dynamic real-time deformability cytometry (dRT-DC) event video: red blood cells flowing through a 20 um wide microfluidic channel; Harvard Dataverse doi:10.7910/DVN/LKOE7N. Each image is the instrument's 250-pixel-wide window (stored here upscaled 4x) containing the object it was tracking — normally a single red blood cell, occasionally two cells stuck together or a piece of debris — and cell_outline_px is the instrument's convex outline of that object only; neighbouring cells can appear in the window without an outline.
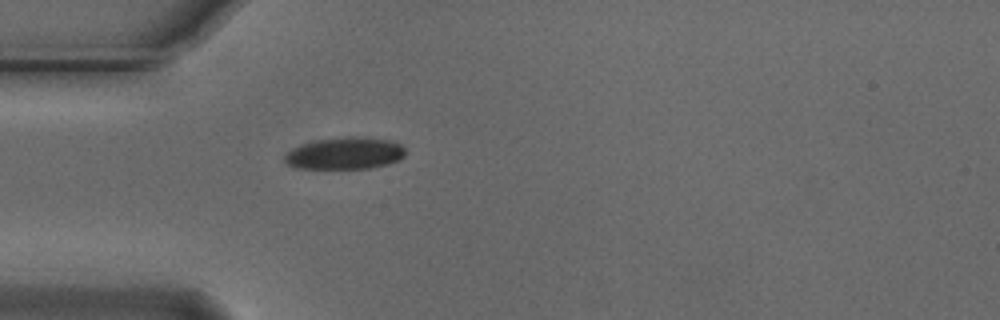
{"species": "Egyptian fruit bat (a non-hibernating species)", "species_latin": "Rousettus aegyptiacus", "temperature_condition": "cold", "stored_images_in_passage": 37, "camera_frame_rate_fps": 3000, "um_per_image_px": 0.085, "animal": {"sex": "male"}, "frame": {"image": 1, "passage_image": 1, "time_ms": 0.0, "image_size_px": [1000, 320], "cell_outline_px": [[404, 156], [400, 160], [388, 164], [372, 168], [300, 168], [288, 164], [284, 160], [284, 156], [292, 148], [300, 144], [316, 140], [344, 136], [364, 136], [392, 140], [400, 144], [404, 148]], "centroid_in_image_um": [29.35, 13.01], "position_along_channel_um": 55.6, "area_um2": 22.72}}
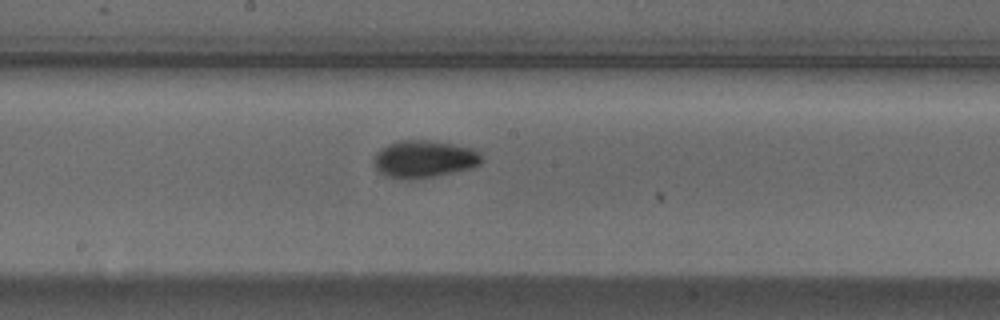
{"frame": {"image": 2, "passage_image": 14, "time_ms": 4.333, "image_size_px": [1000, 320], "cell_outline_px": [[484, 160], [480, 164], [472, 168], [456, 172], [436, 176], [384, 176], [376, 168], [372, 160], [376, 152], [380, 148], [388, 144], [400, 140], [428, 140], [452, 144], [472, 148], [480, 152], [484, 156]], "centroid_in_image_um": [36.1, 13.48], "position_along_channel_um": 212.1, "area_um2": 23.12}}
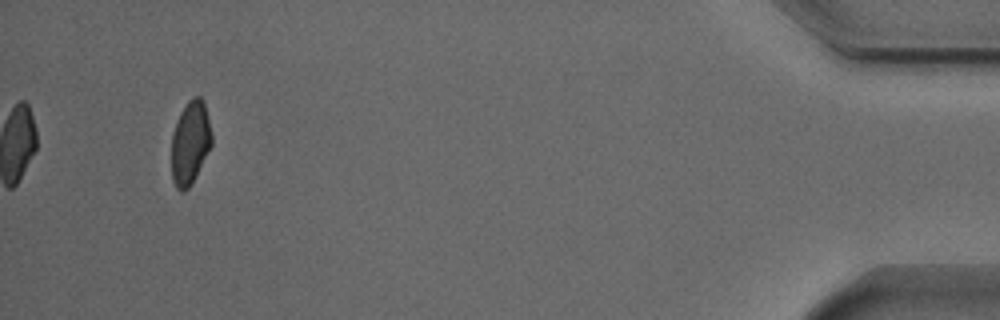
{"frame": {"image": 3, "passage_image": 37, "time_ms": 12.0, "image_size_px": [1000, 320], "cell_outline_px": [[212, 144], [192, 184], [184, 192], [180, 192], [176, 188], [172, 180], [172, 132], [176, 120], [180, 112], [188, 100], [192, 96], [200, 96], [204, 100], [212, 132]], "centroid_in_image_um": [16.17, 12.11], "position_along_channel_um": 419.0, "area_um2": 19.88}, "authors_computed_cell_mechanics": {"area_um2": 21.7328, "velocity_mm_per_s": 3.7382, "shape_relaxation_time_tau1_ms": 1.8206, "shape_relaxation_time_tau2_ms": null, "deformation_change_tau1": 0.1062, "deformation_change_tau2": null}}